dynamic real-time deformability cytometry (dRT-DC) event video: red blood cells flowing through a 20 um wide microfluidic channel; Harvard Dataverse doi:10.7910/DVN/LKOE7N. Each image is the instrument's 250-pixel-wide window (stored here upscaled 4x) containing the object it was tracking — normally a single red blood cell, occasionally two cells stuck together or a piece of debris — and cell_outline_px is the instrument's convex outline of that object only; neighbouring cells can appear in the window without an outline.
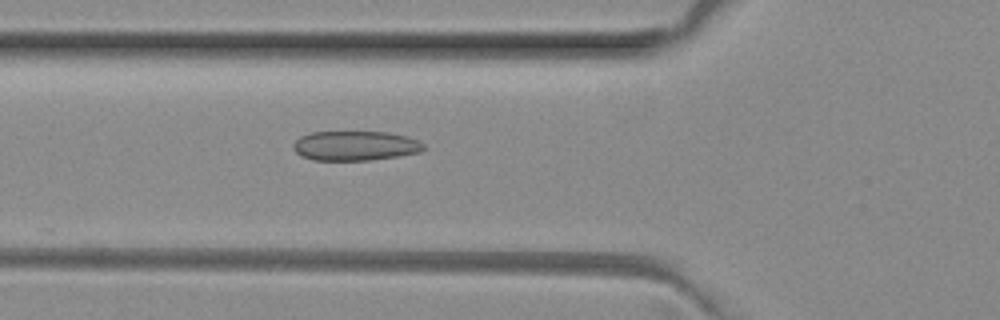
{"species": "common noctule bat (a hibernating species)", "species_latin": "Nyctalus noctula", "temperature_condition": "room temperature", "stored_images_in_passage": 17, "camera_frame_rate_fps": 3000, "um_per_image_px": 0.085, "animal": {"sex": "female", "body_mass_g": 29.2, "forearm_length_mm": 56.3}, "frame": {"image": 1, "passage_image": 3, "time_ms": 0.667, "image_size_px": [1000, 320], "cell_outline_px": [[428, 148], [420, 152], [372, 160], [312, 160], [300, 156], [292, 148], [292, 144], [300, 136], [312, 132], [388, 132], [408, 136], [424, 144]], "centroid_in_image_um": [30.18, 12.39], "position_along_channel_um": 95.6, "area_um2": 22.66}}
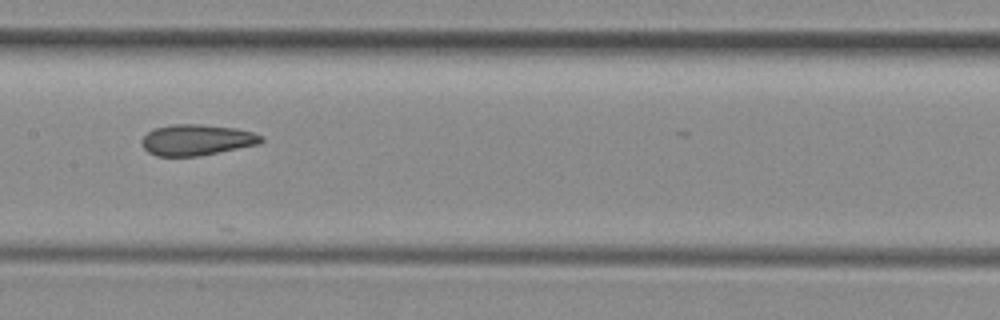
{"frame": {"image": 2, "passage_image": 10, "time_ms": 3.0, "image_size_px": [1000, 320], "cell_outline_px": [[264, 140], [260, 144], [200, 156], [156, 156], [148, 152], [144, 148], [144, 136], [148, 132], [156, 128], [172, 124], [200, 124], [236, 128], [252, 132], [264, 136]], "centroid_in_image_um": [16.78, 11.89], "position_along_channel_um": 190.6, "area_um2": 21.5}}
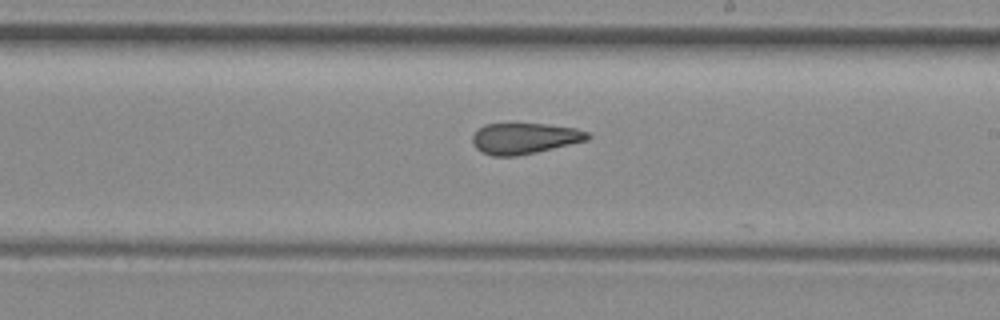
{"frame": {"image": 3, "passage_image": 14, "time_ms": 4.333, "image_size_px": [1000, 320], "cell_outline_px": [[592, 136], [588, 140], [536, 152], [516, 156], [492, 156], [480, 152], [472, 144], [472, 136], [484, 124], [544, 124], [576, 128], [588, 132]], "centroid_in_image_um": [44.58, 11.77], "position_along_channel_um": 244.4, "area_um2": 20.75}}